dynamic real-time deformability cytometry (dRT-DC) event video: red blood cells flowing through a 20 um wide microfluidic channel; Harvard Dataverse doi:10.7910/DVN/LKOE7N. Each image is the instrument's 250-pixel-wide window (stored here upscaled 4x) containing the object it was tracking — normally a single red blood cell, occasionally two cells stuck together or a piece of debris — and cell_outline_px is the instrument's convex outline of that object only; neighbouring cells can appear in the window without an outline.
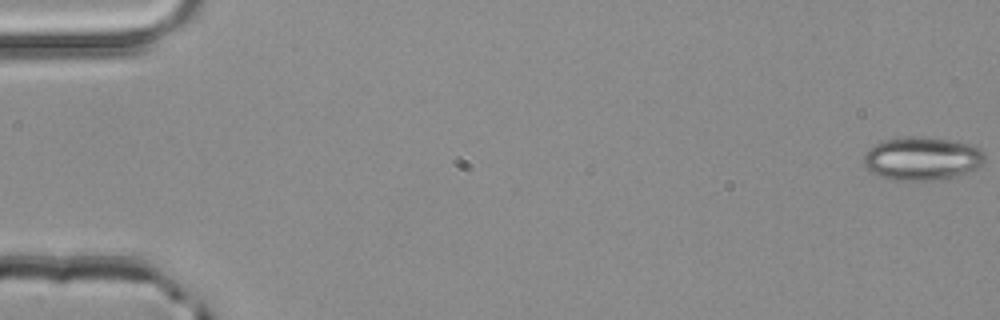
{"species": "common noctule bat (a hibernating species)", "species_latin": "Nyctalus noctula", "temperature_condition": "room temperature", "stored_images_in_passage": 52, "camera_frame_rate_fps": 3000, "um_per_image_px": 0.085, "animal": {"sex": "male", "body_mass_g": 20.4}, "frame": {"image": 1, "passage_image": 1, "time_ms": 0.0, "image_size_px": [1000, 320], "cell_outline_px": [[984, 160], [976, 168], [952, 176], [936, 180], [892, 180], [880, 176], [872, 172], [864, 164], [864, 156], [868, 148], [872, 144], [884, 140], [908, 136], [916, 136], [948, 140], [968, 144], [980, 148], [984, 152]], "centroid_in_image_um": [78.32, 13.46], "position_along_channel_um": 6.7, "area_um2": 30.17}}
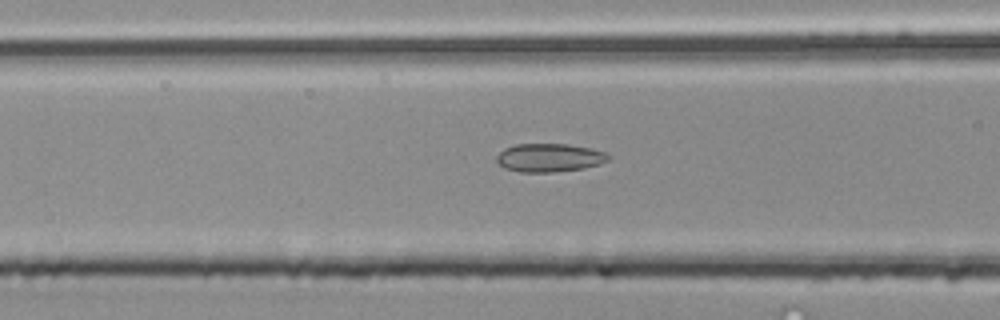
{"frame": {"image": 2, "passage_image": 22, "time_ms": 7.0, "image_size_px": [1000, 320], "cell_outline_px": [[612, 156], [608, 160], [600, 164], [584, 168], [556, 172], [520, 172], [504, 168], [496, 160], [496, 156], [504, 148], [516, 144], [568, 144], [592, 148], [604, 152]], "centroid_in_image_um": [46.71, 13.4], "position_along_channel_um": 119.9, "area_um2": 18.61}}
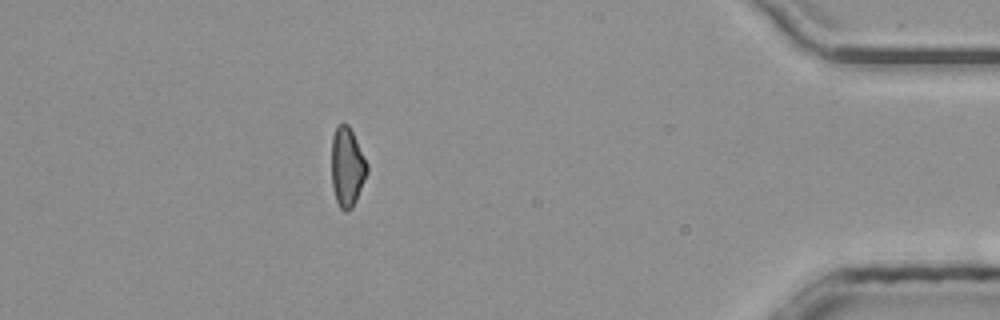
{"frame": {"image": 3, "passage_image": 47, "time_ms": 15.333, "image_size_px": [1000, 320], "cell_outline_px": [[368, 172], [356, 200], [352, 208], [348, 212], [344, 212], [340, 208], [336, 200], [332, 188], [332, 136], [336, 128], [340, 124], [348, 124], [368, 164]], "centroid_in_image_um": [29.51, 14.24], "position_along_channel_um": 405.7, "area_um2": 16.36}}